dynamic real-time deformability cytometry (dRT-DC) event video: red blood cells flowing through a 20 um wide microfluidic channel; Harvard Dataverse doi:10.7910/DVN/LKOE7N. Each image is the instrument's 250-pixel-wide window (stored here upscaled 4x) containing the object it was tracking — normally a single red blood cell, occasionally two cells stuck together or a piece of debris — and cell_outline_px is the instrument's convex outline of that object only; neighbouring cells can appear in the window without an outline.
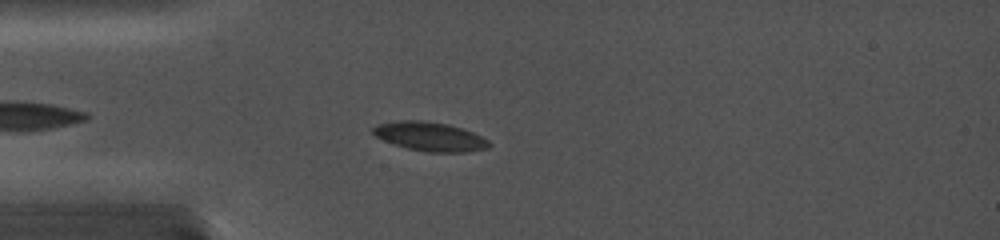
{"species": "common noctule bat (a hibernating species)", "species_latin": "Nyctalus noctula", "temperature_condition": "cold", "stored_images_in_passage": 68, "camera_frame_rate_fps": 5000, "um_per_image_px": 0.085, "animal": {"sex": "female", "body_mass_g": 19.0, "forearm_length_mm": 56.7}, "frame": {"image": 1, "passage_image": 13, "time_ms": 2.4, "image_size_px": [1000, 240], "cell_outline_px": [[492, 144], [488, 148], [468, 152], [428, 152], [408, 148], [392, 144], [376, 136], [372, 132], [372, 128], [376, 124], [396, 120], [424, 120], [448, 124], [472, 132], [488, 140]], "centroid_in_image_um": [36.52, 11.6], "position_along_channel_um": 48.5, "area_um2": 19.71}}
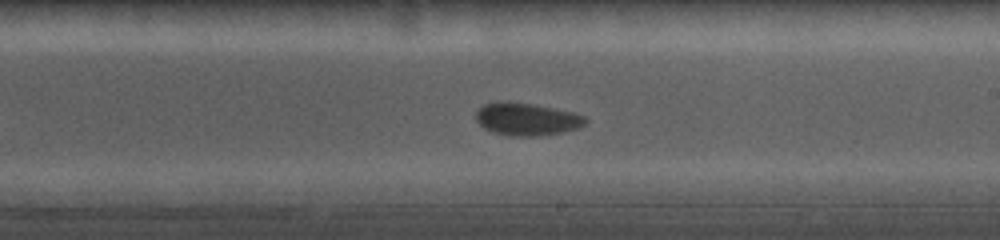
{"frame": {"image": 2, "passage_image": 41, "time_ms": 8.0, "image_size_px": [1000, 240], "cell_outline_px": [[588, 120], [580, 128], [560, 132], [532, 136], [508, 136], [492, 132], [484, 128], [476, 120], [476, 112], [484, 104], [528, 104], [576, 112], [584, 116]], "centroid_in_image_um": [44.82, 10.17], "position_along_channel_um": 244.2, "area_um2": 20.06}}
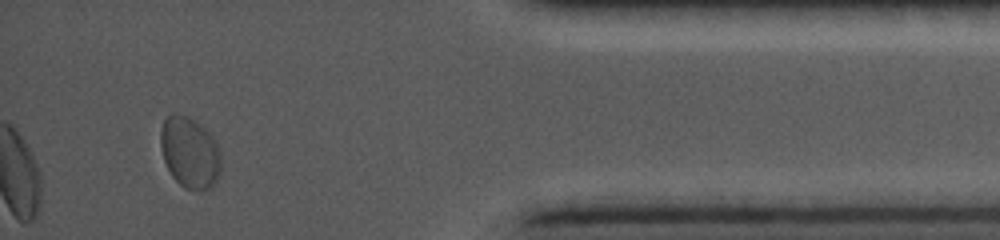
{"frame": {"image": 3, "passage_image": 68, "time_ms": 13.4, "image_size_px": [1000, 240], "cell_outline_px": [[220, 172], [216, 180], [208, 188], [200, 192], [196, 192], [184, 188], [172, 176], [164, 160], [160, 148], [160, 128], [164, 120], [168, 116], [184, 116], [196, 120], [216, 140], [220, 152]], "centroid_in_image_um": [16.13, 13.0], "position_along_channel_um": 419.1, "area_um2": 25.03}}